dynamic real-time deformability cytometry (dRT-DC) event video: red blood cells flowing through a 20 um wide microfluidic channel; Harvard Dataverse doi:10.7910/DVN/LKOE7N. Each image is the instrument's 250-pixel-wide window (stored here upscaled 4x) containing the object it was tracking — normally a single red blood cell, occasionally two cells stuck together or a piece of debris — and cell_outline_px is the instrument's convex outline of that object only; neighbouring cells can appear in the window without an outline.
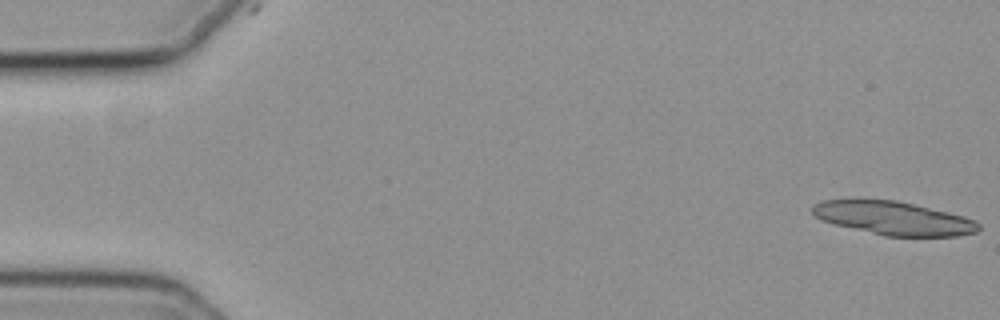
{"species": "common noctule bat (a hibernating species)", "species_latin": "Nyctalus noctula", "temperature_condition": "cold", "stored_images_in_passage": 16, "camera_frame_rate_fps": 3000, "um_per_image_px": 0.085, "animal": {"sex": "female", "body_mass_g": 19.3, "forearm_length_mm": 54.1}, "frame": {"image": 1, "passage_image": 1, "time_ms": 0.0, "image_size_px": [1000, 320], "cell_outline_px": [[980, 228], [976, 232], [956, 236], [884, 236], [820, 220], [812, 212], [812, 208], [816, 204], [824, 200], [896, 200], [948, 212], [964, 216], [980, 224]], "centroid_in_image_um": [75.97, 18.55], "position_along_channel_um": 9.0, "area_um2": 31.91}}